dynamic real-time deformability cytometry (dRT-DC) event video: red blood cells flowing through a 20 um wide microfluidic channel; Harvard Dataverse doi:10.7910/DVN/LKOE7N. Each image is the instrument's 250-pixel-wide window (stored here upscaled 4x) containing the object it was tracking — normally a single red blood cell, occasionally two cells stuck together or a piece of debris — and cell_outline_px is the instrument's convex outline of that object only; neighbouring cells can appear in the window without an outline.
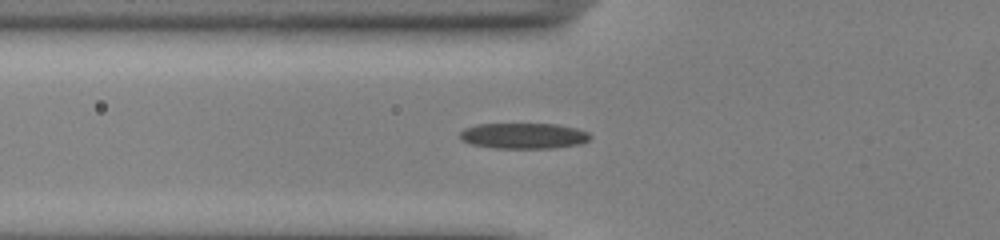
{"species": "common noctule bat (a hibernating species)", "species_latin": "Nyctalus noctula", "temperature_condition": "cold", "stored_images_in_passage": 36, "camera_frame_rate_fps": 3000, "um_per_image_px": 0.085, "animal": {"sex": "male", "body_mass_g": 13.0, "forearm_length_mm": 53.1}, "frame": {"image": 1, "passage_image": 2, "time_ms": 0.333, "image_size_px": [1000, 240], "cell_outline_px": [[592, 136], [588, 140], [580, 144], [552, 148], [496, 148], [472, 144], [460, 140], [460, 132], [464, 128], [476, 124], [556, 124], [576, 128], [588, 132]], "centroid_in_image_um": [44.5, 11.54], "position_along_channel_um": 81.3, "area_um2": 19.54}}
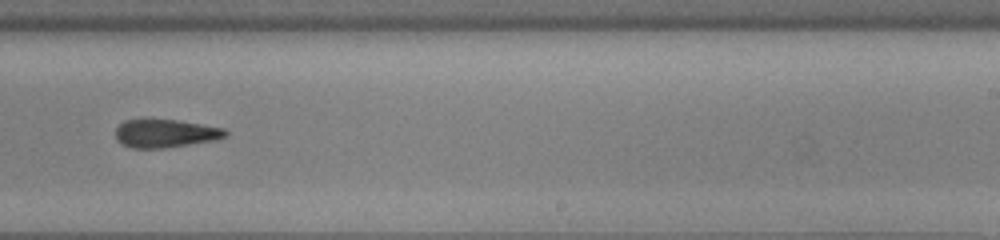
{"frame": {"image": 2, "passage_image": 17, "time_ms": 5.333, "image_size_px": [1000, 240], "cell_outline_px": [[228, 132], [224, 136], [216, 140], [164, 148], [132, 148], [120, 144], [116, 140], [116, 128], [124, 120], [144, 116], [176, 120], [224, 128]], "centroid_in_image_um": [13.97, 11.3], "position_along_channel_um": 275.0, "area_um2": 18.67}}
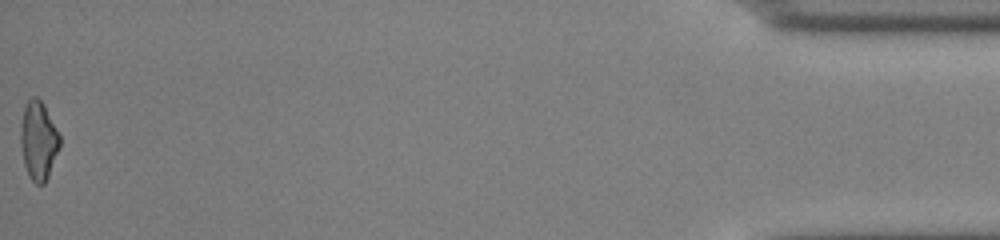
{"frame": {"image": 3, "passage_image": 36, "time_ms": 11.667, "image_size_px": [1000, 240], "cell_outline_px": [[60, 148], [48, 176], [44, 184], [36, 184], [32, 180], [24, 164], [20, 144], [20, 124], [24, 108], [28, 100], [32, 96], [36, 96], [44, 104], [60, 136]], "centroid_in_image_um": [3.26, 11.93], "position_along_channel_um": 431.9, "area_um2": 17.92}, "authors_computed_cell_mechanics": {"area_um2": 18.5538, "velocity_mm_per_s": 3.8698, "shape_relaxation_time_tau1_ms": 6.037, "shape_relaxation_time_tau2_ms": 6.7384, "deformation_change_tau1": 0.1306, "deformation_change_tau2": 0.186}}